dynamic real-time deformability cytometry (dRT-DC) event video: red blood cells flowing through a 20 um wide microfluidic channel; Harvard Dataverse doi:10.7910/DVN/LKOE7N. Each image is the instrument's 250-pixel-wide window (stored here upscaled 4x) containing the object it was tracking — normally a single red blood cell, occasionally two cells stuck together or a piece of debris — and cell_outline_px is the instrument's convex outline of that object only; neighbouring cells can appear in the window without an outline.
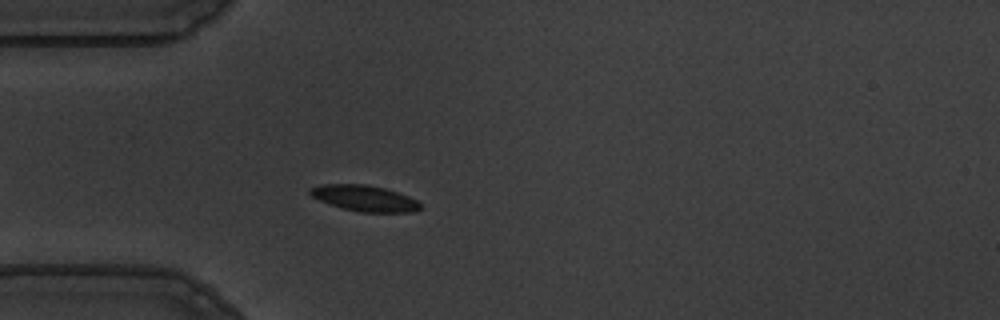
{"species": "common noctule bat (a hibernating species)", "species_latin": "Nyctalus noctula", "temperature_condition": "warm", "stored_images_in_passage": 43, "camera_frame_rate_fps": 3000, "um_per_image_px": 0.085, "animal": {"sex": "male", "body_mass_g": 19.5, "forearm_length_mm": 54.6}, "frame": {"image": 1, "passage_image": 8, "time_ms": 2.333, "image_size_px": [1000, 320], "cell_outline_px": [[424, 208], [416, 212], [360, 212], [344, 208], [320, 200], [312, 196], [308, 192], [308, 188], [324, 184], [368, 184], [384, 188], [408, 196], [416, 200]], "centroid_in_image_um": [31.02, 16.85], "position_along_channel_um": 54.0, "area_um2": 16.59}}
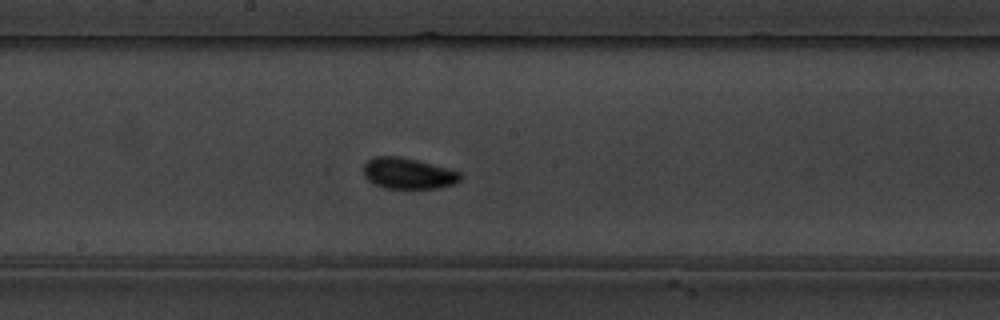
{"frame": {"image": 2, "passage_image": 22, "time_ms": 7.0, "image_size_px": [1000, 320], "cell_outline_px": [[464, 176], [456, 184], [440, 188], [384, 188], [368, 180], [364, 176], [364, 164], [368, 160], [376, 156], [400, 156], [448, 168], [460, 172]], "centroid_in_image_um": [34.73, 14.74], "position_along_channel_um": 213.5, "area_um2": 17.57}}
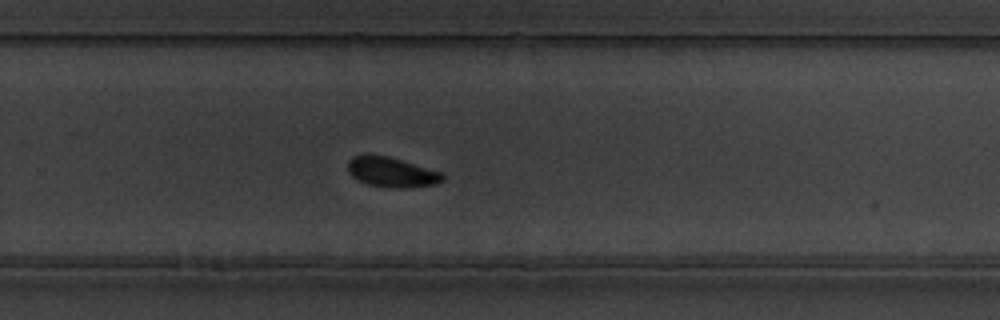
{"frame": {"image": 3, "passage_image": 29, "time_ms": 9.333, "image_size_px": [1000, 320], "cell_outline_px": [[444, 180], [436, 184], [408, 188], [388, 188], [368, 184], [352, 176], [348, 172], [348, 160], [352, 156], [388, 156], [444, 172]], "centroid_in_image_um": [33.35, 14.65], "position_along_channel_um": 296.5, "area_um2": 16.53}, "authors_computed_cell_mechanics": {"area_um2": 16.5886, "velocity_mm_per_s": 3.5666, "shape_relaxation_time_tau1_ms": 3.2999, "shape_relaxation_time_tau2_ms": 1.5303, "deformation_change_tau1": 0.1094, "deformation_change_tau2": 0.0601}}